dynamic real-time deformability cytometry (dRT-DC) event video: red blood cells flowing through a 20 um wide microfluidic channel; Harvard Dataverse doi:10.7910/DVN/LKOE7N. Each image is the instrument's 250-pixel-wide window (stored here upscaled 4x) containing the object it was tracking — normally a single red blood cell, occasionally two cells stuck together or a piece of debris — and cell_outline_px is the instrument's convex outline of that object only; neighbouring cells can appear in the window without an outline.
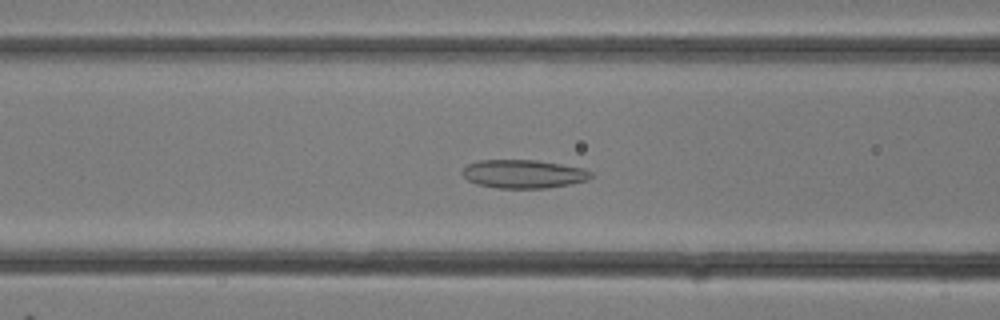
{"species": "common noctule bat (a hibernating species)", "species_latin": "Nyctalus noctula", "temperature_condition": "room temperature", "stored_images_in_passage": 33, "camera_frame_rate_fps": 3000, "um_per_image_px": 0.085, "animal": {"sex": "female"}, "frame": {"image": 1, "passage_image": 13, "time_ms": 4.0, "image_size_px": [1000, 320], "cell_outline_px": [[592, 176], [588, 180], [548, 188], [496, 188], [476, 184], [468, 180], [460, 172], [468, 164], [480, 160], [536, 160], [584, 168], [592, 172]], "centroid_in_image_um": [44.49, 14.79], "position_along_channel_um": 122.1, "area_um2": 21.33}}
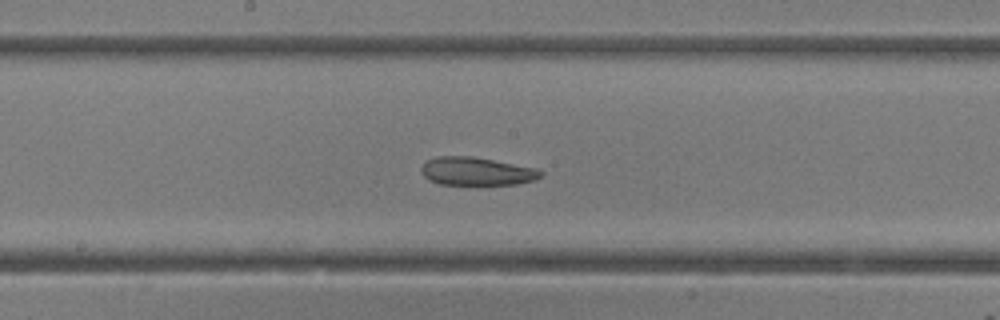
{"frame": {"image": 2, "passage_image": 17, "time_ms": 5.333, "image_size_px": [1000, 320], "cell_outline_px": [[544, 176], [536, 180], [516, 184], [440, 184], [428, 180], [420, 172], [420, 168], [428, 160], [436, 156], [472, 156], [536, 168], [544, 172]], "centroid_in_image_um": [40.53, 14.56], "position_along_channel_um": 207.7, "area_um2": 19.65}}
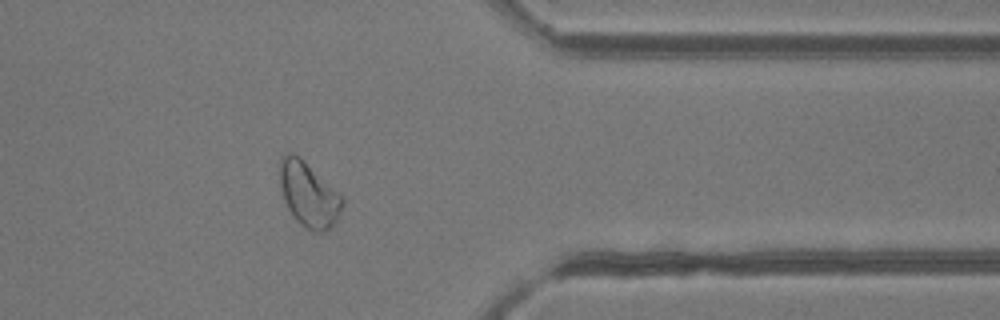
{"frame": {"image": 3, "passage_image": 26, "time_ms": 8.333, "image_size_px": [1000, 320], "cell_outline_px": [[344, 204], [340, 216], [324, 232], [312, 232], [296, 220], [288, 208], [284, 200], [280, 188], [280, 160], [284, 152], [292, 152], [300, 156], [340, 192], [344, 196]], "centroid_in_image_um": [26.26, 16.5], "position_along_channel_um": 385.1, "area_um2": 23.99}}